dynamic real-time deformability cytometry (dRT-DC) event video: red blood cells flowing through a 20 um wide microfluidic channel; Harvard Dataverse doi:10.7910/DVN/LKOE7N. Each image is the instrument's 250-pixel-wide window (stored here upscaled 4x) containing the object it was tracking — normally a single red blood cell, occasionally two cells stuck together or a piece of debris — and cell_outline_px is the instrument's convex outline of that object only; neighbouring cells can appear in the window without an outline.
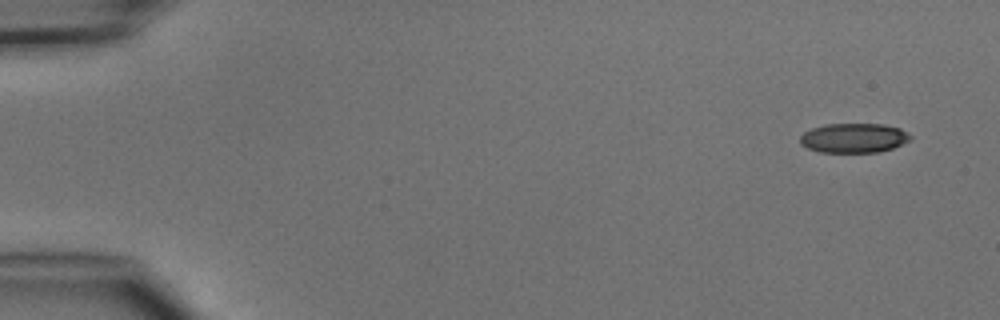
{"species": "common noctule bat (a hibernating species)", "species_latin": "Nyctalus noctula", "temperature_condition": "cold", "stored_images_in_passage": 4, "camera_frame_rate_fps": 3000, "um_per_image_px": 0.085, "animal": {"sex": "male", "body_mass_g": 15.6}, "frame": {"image": 1, "passage_image": 1, "time_ms": 0.0, "image_size_px": [1000, 320], "cell_outline_px": [[912, 140], [892, 148], [880, 152], [820, 152], [808, 148], [800, 144], [800, 136], [804, 132], [812, 128], [828, 124], [884, 124], [900, 128], [912, 136]], "centroid_in_image_um": [72.59, 11.73], "position_along_channel_um": 12.4, "area_um2": 19.02}}
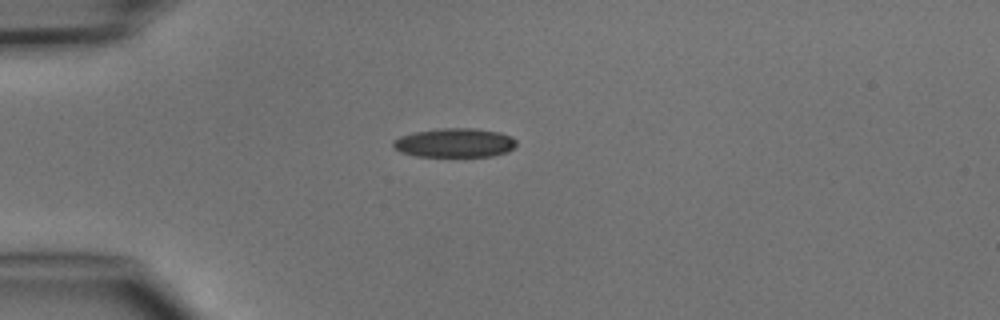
{"frame": {"image": 2, "passage_image": 4, "time_ms": 3.333, "image_size_px": [1000, 320], "cell_outline_px": [[516, 144], [508, 152], [492, 156], [416, 156], [400, 152], [392, 144], [392, 140], [400, 136], [416, 132], [440, 128], [472, 128], [500, 132], [512, 136], [516, 140]], "centroid_in_image_um": [38.66, 12.13], "position_along_channel_um": 46.3, "area_um2": 20.87}}